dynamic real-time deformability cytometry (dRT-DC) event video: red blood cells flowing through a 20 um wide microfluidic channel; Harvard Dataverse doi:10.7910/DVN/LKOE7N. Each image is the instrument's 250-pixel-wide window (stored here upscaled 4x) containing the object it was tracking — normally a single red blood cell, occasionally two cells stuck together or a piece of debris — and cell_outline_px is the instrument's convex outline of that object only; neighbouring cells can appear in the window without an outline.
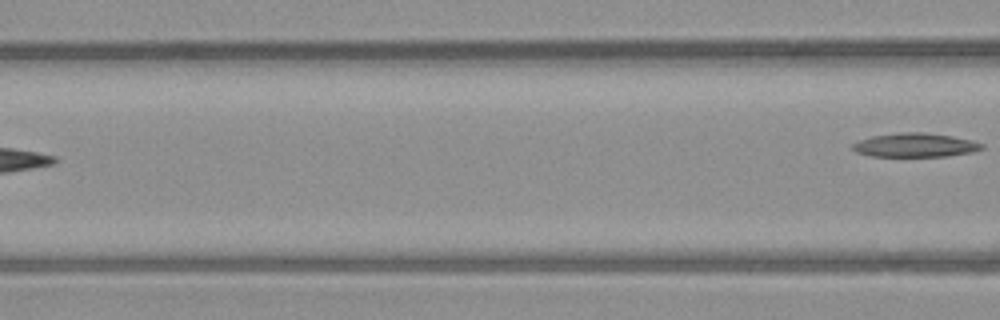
{"species": "common noctule bat (a hibernating species)", "species_latin": "Nyctalus noctula", "temperature_condition": "warm", "stored_images_in_passage": 3, "segment_of_instrument_passage": [2, 2], "camera_frame_rate_fps": 3000, "um_per_image_px": 0.085, "animal": {"sex": "male", "body_mass_g": 23.1, "forearm_length_mm": 52.7}, "frame": {"image": 1, "passage_image": 3, "time_ms": 2.667, "image_size_px": [1000, 320], "cell_outline_px": [[984, 148], [972, 152], [948, 156], [872, 156], [856, 152], [852, 148], [852, 144], [860, 140], [872, 136], [900, 132], [920, 132], [952, 136], [972, 140], [984, 144]], "centroid_in_image_um": [77.81, 12.33], "position_along_channel_um": 88.8, "area_um2": 17.92}}